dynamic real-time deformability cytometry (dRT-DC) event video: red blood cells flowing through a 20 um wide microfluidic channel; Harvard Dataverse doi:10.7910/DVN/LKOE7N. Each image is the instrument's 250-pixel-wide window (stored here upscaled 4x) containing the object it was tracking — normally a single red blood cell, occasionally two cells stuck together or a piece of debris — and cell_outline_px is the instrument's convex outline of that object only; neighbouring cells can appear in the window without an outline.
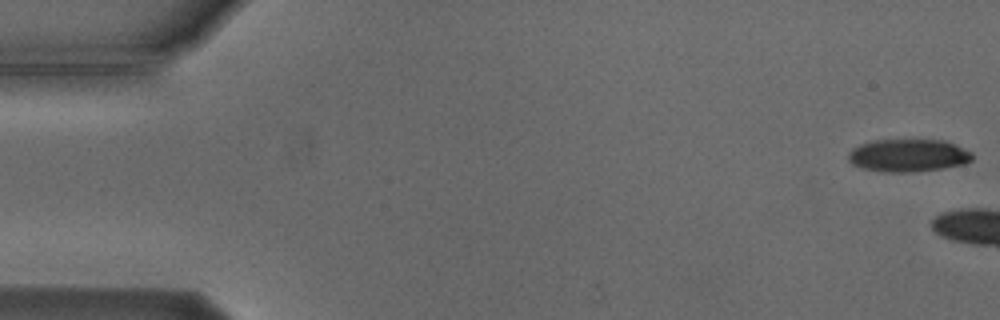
{"species": "Egyptian fruit bat (a non-hibernating species)", "species_latin": "Rousettus aegyptiacus", "temperature_condition": "cold", "stored_images_in_passage": 5, "camera_frame_rate_fps": 3000, "um_per_image_px": 0.085, "animal": {"sex": "male"}, "frame": {"image": 1, "passage_image": 1, "time_ms": 0.0, "image_size_px": [1000, 320], "cell_outline_px": [[972, 160], [964, 164], [940, 168], [912, 172], [884, 172], [860, 168], [852, 164], [848, 160], [848, 152], [852, 148], [860, 144], [872, 140], [944, 140], [956, 144], [972, 152]], "centroid_in_image_um": [77.17, 13.21], "position_along_channel_um": 7.8, "area_um2": 23.76}}
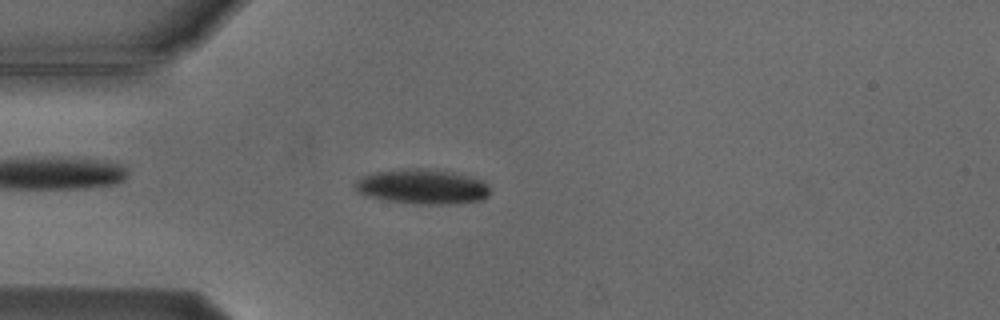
{"frame": {"image": 2, "passage_image": 5, "time_ms": 5.667, "image_size_px": [1000, 320], "cell_outline_px": [[492, 192], [484, 200], [452, 204], [416, 204], [384, 200], [364, 196], [356, 192], [352, 188], [352, 184], [356, 180], [364, 176], [376, 172], [400, 168], [424, 168], [452, 172], [484, 180]], "centroid_in_image_um": [35.87, 15.87], "position_along_channel_um": 49.1, "area_um2": 28.03}}